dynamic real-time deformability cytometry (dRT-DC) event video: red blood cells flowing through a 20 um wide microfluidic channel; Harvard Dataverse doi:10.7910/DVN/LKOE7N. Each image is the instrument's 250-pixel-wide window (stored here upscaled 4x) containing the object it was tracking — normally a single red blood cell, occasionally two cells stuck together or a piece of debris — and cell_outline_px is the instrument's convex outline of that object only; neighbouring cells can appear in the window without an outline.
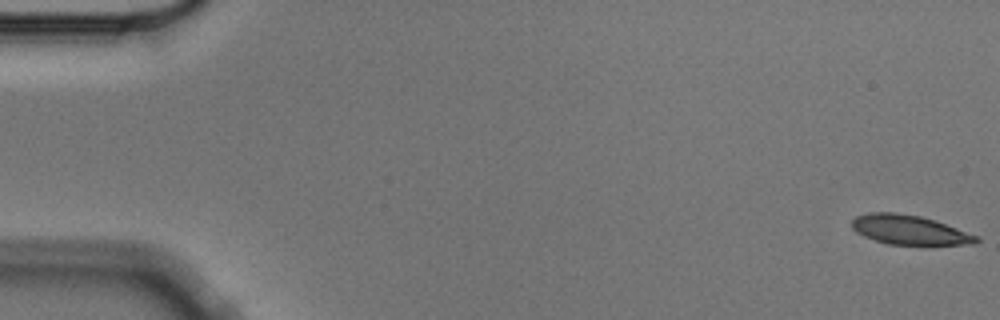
{"species": "Egyptian fruit bat (a non-hibernating species)", "species_latin": "Rousettus aegyptiacus", "temperature_condition": "cold", "stored_images_in_passage": 5, "camera_frame_rate_fps": 3000, "um_per_image_px": 0.085, "animal": {"sex": "male"}, "frame": {"image": 1, "passage_image": 1, "time_ms": 0.0, "image_size_px": [1000, 320], "cell_outline_px": [[980, 240], [976, 244], [888, 244], [864, 236], [856, 232], [852, 228], [852, 220], [856, 216], [872, 212], [896, 212], [920, 216], [980, 236]], "centroid_in_image_um": [77.29, 19.53], "position_along_channel_um": 7.7, "area_um2": 21.04}}
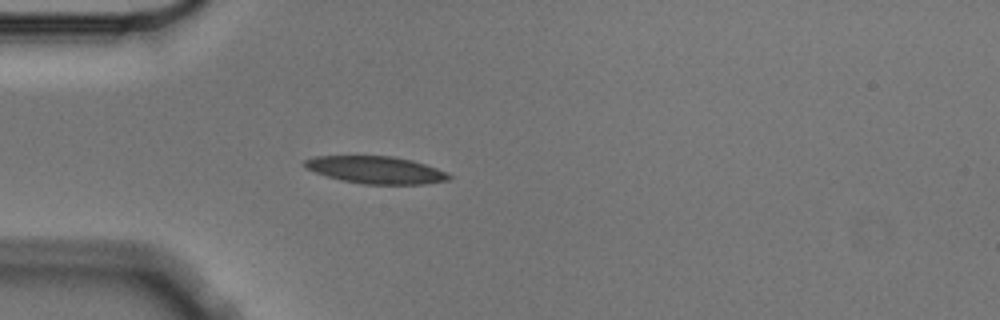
{"frame": {"image": 2, "passage_image": 5, "time_ms": 1.333, "image_size_px": [1000, 320], "cell_outline_px": [[452, 176], [448, 180], [424, 184], [364, 184], [344, 180], [328, 176], [304, 168], [304, 160], [312, 156], [392, 156], [412, 160], [448, 172]], "centroid_in_image_um": [31.96, 14.43], "position_along_channel_um": 53.0, "area_um2": 22.83}}